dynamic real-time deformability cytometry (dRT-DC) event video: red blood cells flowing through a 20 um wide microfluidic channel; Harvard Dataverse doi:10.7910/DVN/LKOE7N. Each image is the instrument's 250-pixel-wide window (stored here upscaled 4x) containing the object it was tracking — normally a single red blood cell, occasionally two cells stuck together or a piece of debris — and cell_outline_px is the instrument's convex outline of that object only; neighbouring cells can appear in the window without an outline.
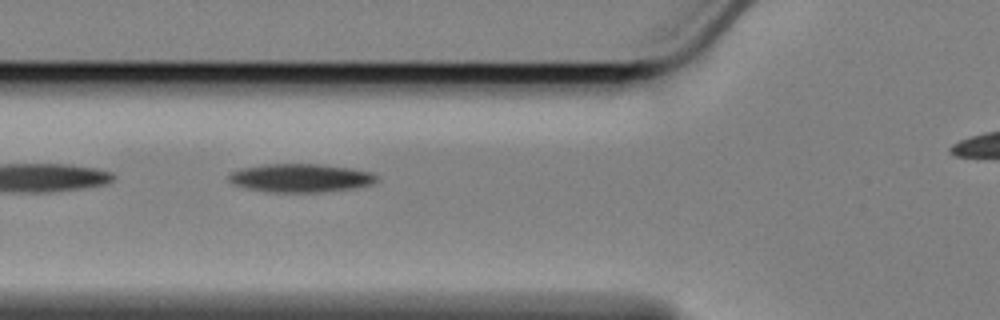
{"species": "Egyptian fruit bat (a non-hibernating species)", "species_latin": "Rousettus aegyptiacus", "temperature_condition": "cold", "stored_images_in_passage": 18, "camera_frame_rate_fps": 3000, "um_per_image_px": 0.085, "animal": {"sex": "female"}, "frame": {"image": 1, "passage_image": 3, "time_ms": 0.667, "image_size_px": [1000, 320], "cell_outline_px": [[380, 180], [372, 184], [356, 188], [320, 192], [272, 192], [248, 188], [232, 184], [228, 180], [228, 176], [232, 172], [240, 168], [264, 164], [320, 164], [348, 168], [372, 172]], "centroid_in_image_um": [25.56, 15.13], "position_along_channel_um": 100.2, "area_um2": 24.51}}
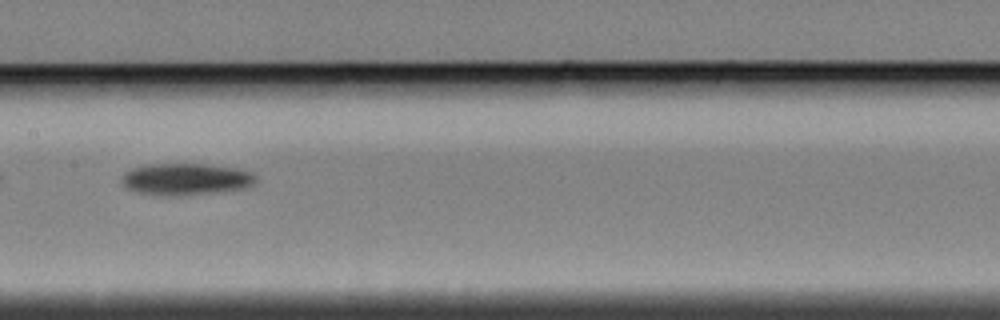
{"frame": {"image": 2, "passage_image": 11, "time_ms": 3.333, "image_size_px": [1000, 320], "cell_outline_px": [[256, 180], [248, 188], [208, 192], [140, 192], [128, 188], [120, 180], [124, 172], [132, 168], [148, 164], [204, 164], [236, 168], [252, 172], [256, 176]], "centroid_in_image_um": [15.84, 15.16], "position_along_channel_um": 191.6, "area_um2": 23.47}}